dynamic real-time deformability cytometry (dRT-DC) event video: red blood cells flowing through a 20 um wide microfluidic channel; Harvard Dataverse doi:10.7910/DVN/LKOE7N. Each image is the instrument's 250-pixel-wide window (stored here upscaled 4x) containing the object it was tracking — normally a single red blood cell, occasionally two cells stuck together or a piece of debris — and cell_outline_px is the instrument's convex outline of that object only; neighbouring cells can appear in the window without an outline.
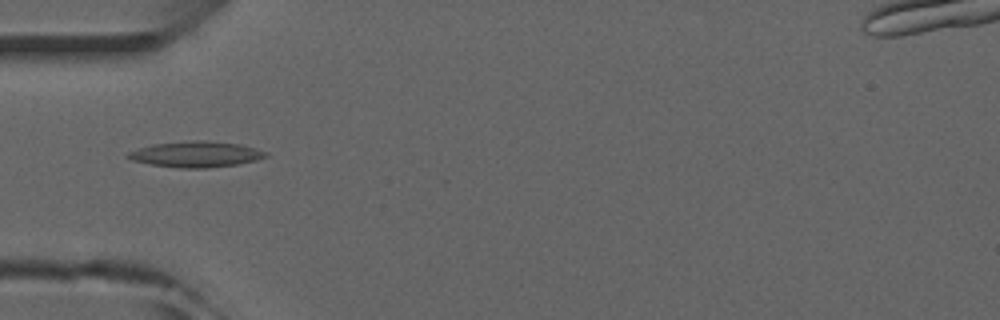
{"species": "common noctule bat (a hibernating species)", "species_latin": "Nyctalus noctula", "temperature_condition": "room temperature", "stored_images_in_passage": 2, "camera_frame_rate_fps": 3000, "um_per_image_px": 0.085, "animal": {"sex": "male", "forearm_length_mm": 52.5}, "frame": {"image": 1, "passage_image": 1, "time_ms": 0.0, "image_size_px": [1000, 320], "cell_outline_px": [[268, 156], [256, 160], [236, 164], [208, 168], [180, 168], [152, 164], [132, 160], [124, 156], [128, 152], [152, 144], [192, 140], [208, 140], [240, 144], [256, 148], [268, 152]], "centroid_in_image_um": [16.68, 13.1], "position_along_channel_um": 68.3, "area_um2": 20.75}}
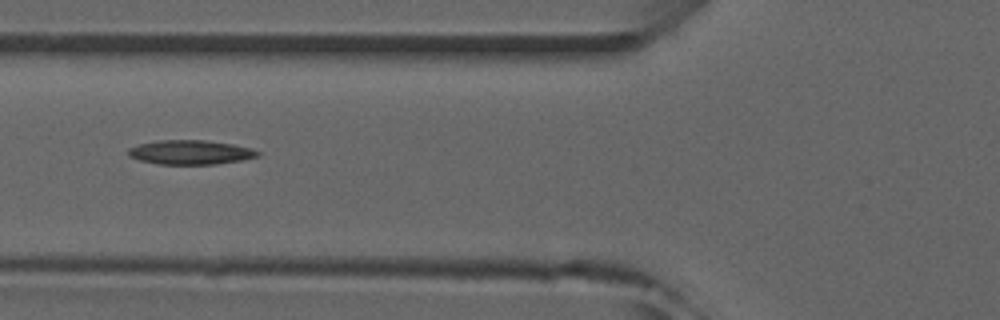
{"frame": {"image": 2, "passage_image": 2, "time_ms": 1.0, "image_size_px": [1000, 320], "cell_outline_px": [[260, 156], [240, 160], [216, 164], [160, 164], [140, 160], [128, 156], [128, 148], [140, 144], [156, 140], [204, 140], [232, 144], [252, 148], [260, 152]], "centroid_in_image_um": [16.19, 12.94], "position_along_channel_um": 109.6, "area_um2": 18.26}}